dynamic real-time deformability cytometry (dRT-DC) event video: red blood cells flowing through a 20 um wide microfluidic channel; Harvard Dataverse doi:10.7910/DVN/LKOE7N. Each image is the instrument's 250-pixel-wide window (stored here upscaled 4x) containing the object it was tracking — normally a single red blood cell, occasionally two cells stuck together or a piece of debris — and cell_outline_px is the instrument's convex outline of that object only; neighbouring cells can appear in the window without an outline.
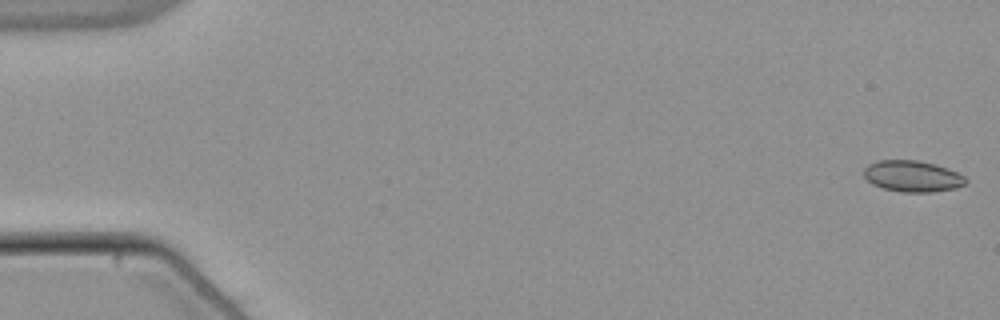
{"species": "common noctule bat (a hibernating species)", "species_latin": "Nyctalus noctula", "temperature_condition": "warm", "stored_images_in_passage": 54, "camera_frame_rate_fps": 3000, "um_per_image_px": 0.085, "animal": {"sex": "male", "body_mass_g": 21.5, "forearm_length_mm": 52.0}, "frame": {"image": 1, "passage_image": 1, "time_ms": 0.0, "image_size_px": [1000, 320], "cell_outline_px": [[968, 184], [956, 188], [932, 192], [900, 192], [884, 188], [872, 184], [864, 176], [864, 168], [868, 164], [876, 160], [916, 160], [936, 164], [948, 168], [964, 176], [968, 180]], "centroid_in_image_um": [77.58, 14.98], "position_along_channel_um": 7.4, "area_um2": 18.73}}
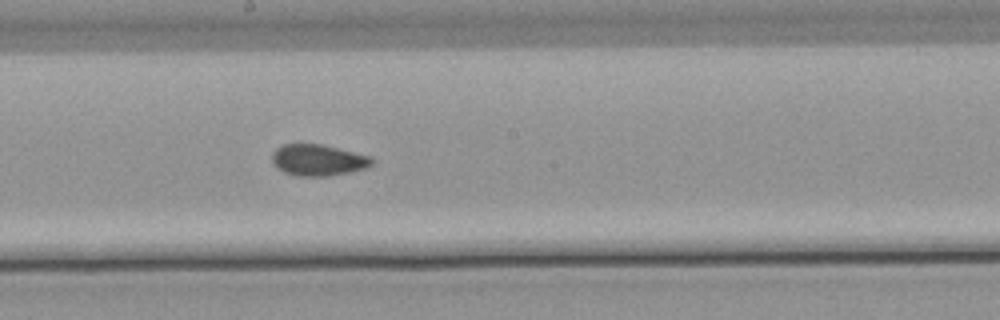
{"frame": {"image": 2, "passage_image": 30, "time_ms": 9.667, "image_size_px": [1000, 320], "cell_outline_px": [[372, 164], [368, 168], [352, 172], [328, 176], [296, 176], [284, 172], [276, 168], [272, 164], [272, 152], [276, 148], [284, 144], [320, 144], [372, 156]], "centroid_in_image_um": [27.03, 13.62], "position_along_channel_um": 221.2, "area_um2": 18.44}}
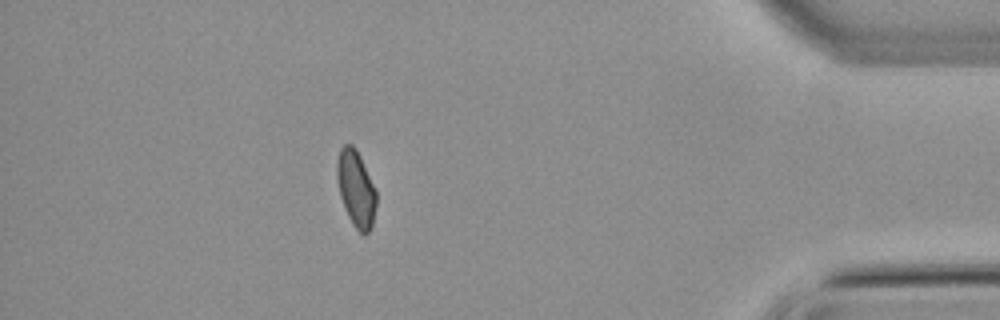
{"frame": {"image": 3, "passage_image": 48, "time_ms": 15.667, "image_size_px": [1000, 320], "cell_outline_px": [[376, 204], [372, 224], [368, 232], [364, 236], [352, 224], [344, 208], [340, 196], [336, 176], [336, 164], [340, 148], [344, 144], [352, 144], [356, 148], [376, 188]], "centroid_in_image_um": [30.25, 16.01], "position_along_channel_um": 405.0, "area_um2": 17.63}, "authors_computed_cell_mechanics": {"area_um2": 18.3226, "velocity_mm_per_s": 3.838, "shape_relaxation_time_tau1_ms": null, "shape_relaxation_time_tau2_ms": 1.6479, "deformation_change_tau1": null, "deformation_change_tau2": 0.0494}}